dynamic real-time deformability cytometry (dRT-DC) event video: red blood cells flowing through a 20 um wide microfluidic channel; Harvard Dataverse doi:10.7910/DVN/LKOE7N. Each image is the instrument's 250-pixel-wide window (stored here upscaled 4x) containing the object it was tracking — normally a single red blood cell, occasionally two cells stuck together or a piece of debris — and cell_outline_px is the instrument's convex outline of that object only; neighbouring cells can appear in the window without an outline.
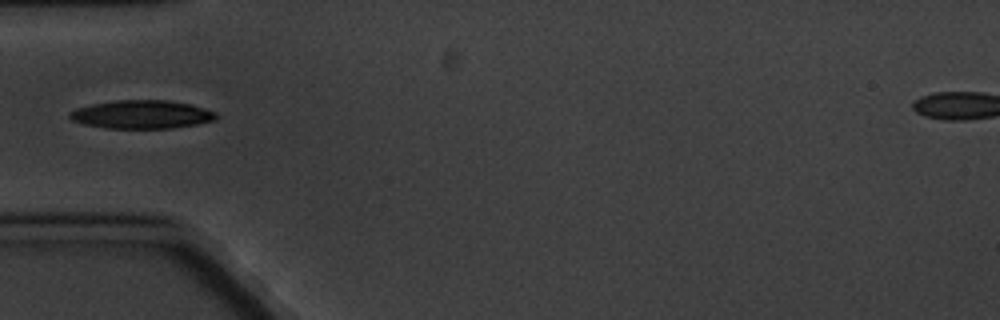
{"species": "common noctule bat (a hibernating species)", "species_latin": "Nyctalus noctula", "temperature_condition": "cold", "stored_images_in_passage": 10, "camera_frame_rate_fps": 3000, "um_per_image_px": 0.085, "animal": {"sex": "male", "body_mass_g": 20.1, "forearm_length_mm": 53.5}, "frame": {"image": 1, "passage_image": 5, "time_ms": 4.667, "image_size_px": [1000, 320], "cell_outline_px": [[220, 116], [216, 120], [196, 124], [172, 128], [104, 128], [84, 124], [72, 120], [68, 116], [68, 112], [76, 108], [92, 104], [116, 100], [168, 100], [192, 104], [216, 112]], "centroid_in_image_um": [12.06, 9.72], "position_along_channel_um": 72.9, "area_um2": 24.39}}
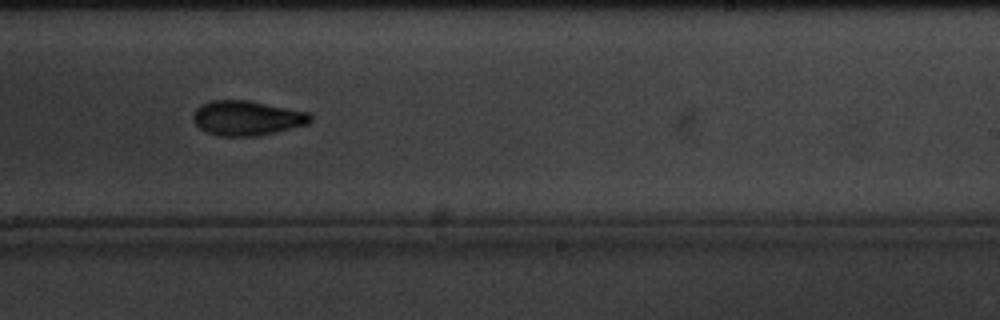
{"frame": {"image": 2, "passage_image": 10, "time_ms": 10.667, "image_size_px": [1000, 320], "cell_outline_px": [[312, 120], [308, 124], [256, 136], [220, 136], [204, 132], [192, 120], [192, 116], [196, 108], [200, 104], [212, 100], [248, 100], [308, 112], [312, 116]], "centroid_in_image_um": [20.95, 10.03], "position_along_channel_um": 268.1, "area_um2": 23.76}}